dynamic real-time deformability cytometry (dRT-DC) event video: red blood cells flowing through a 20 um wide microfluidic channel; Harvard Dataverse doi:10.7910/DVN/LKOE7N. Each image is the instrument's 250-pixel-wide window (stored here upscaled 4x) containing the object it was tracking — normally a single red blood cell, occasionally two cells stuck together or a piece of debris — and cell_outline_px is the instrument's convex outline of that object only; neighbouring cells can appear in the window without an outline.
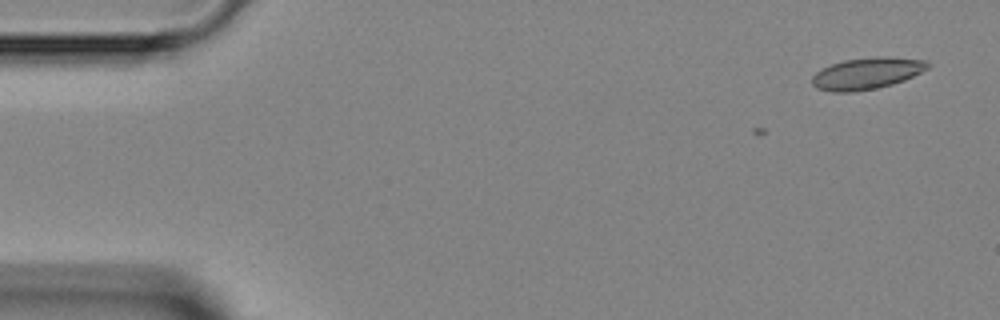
{"species": "Egyptian fruit bat (a non-hibernating species)", "species_latin": "Rousettus aegyptiacus", "temperature_condition": "room temperature", "stored_images_in_passage": 5, "camera_frame_rate_fps": 3000, "um_per_image_px": 0.085, "animal": {"sex": "female"}, "frame": {"image": 1, "passage_image": 2, "time_ms": 1.333, "image_size_px": [1000, 320], "cell_outline_px": [[932, 64], [928, 68], [904, 80], [892, 84], [876, 88], [852, 92], [832, 92], [816, 88], [812, 84], [812, 76], [820, 68], [844, 60], [880, 56], [888, 56], [928, 60]], "centroid_in_image_um": [73.68, 6.23], "position_along_channel_um": 11.3, "area_um2": 21.44}}
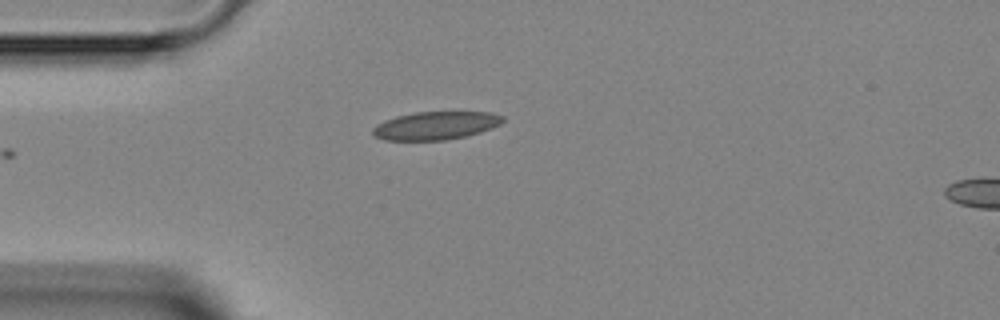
{"frame": {"image": 2, "passage_image": 5, "time_ms": 4.667, "image_size_px": [1000, 320], "cell_outline_px": [[504, 120], [500, 124], [492, 128], [480, 132], [464, 136], [444, 140], [384, 140], [372, 136], [372, 128], [376, 124], [384, 120], [396, 116], [416, 112], [492, 112], [504, 116]], "centroid_in_image_um": [37.0, 10.67], "position_along_channel_um": 48.0, "area_um2": 21.39}}